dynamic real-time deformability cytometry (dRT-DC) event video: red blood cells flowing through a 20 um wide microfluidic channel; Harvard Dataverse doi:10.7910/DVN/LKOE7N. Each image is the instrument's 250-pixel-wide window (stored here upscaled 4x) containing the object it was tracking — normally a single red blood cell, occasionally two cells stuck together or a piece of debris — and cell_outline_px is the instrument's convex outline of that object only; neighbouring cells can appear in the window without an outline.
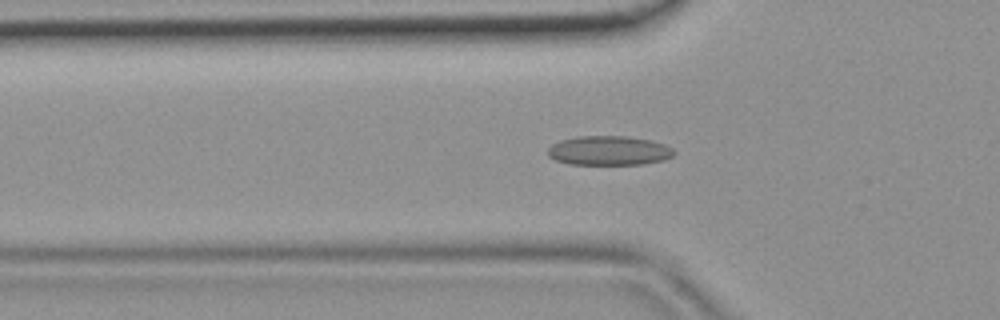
{"species": "common noctule bat (a hibernating species)", "species_latin": "Nyctalus noctula", "temperature_condition": "room temperature", "stored_images_in_passage": 35, "camera_frame_rate_fps": 3000, "um_per_image_px": 0.085, "animal": {"sex": "female", "body_mass_g": 19.9}, "frame": {"image": 1, "passage_image": 5, "time_ms": 1.333, "image_size_px": [1000, 320], "cell_outline_px": [[676, 152], [672, 156], [664, 160], [644, 164], [568, 164], [556, 160], [548, 156], [548, 148], [552, 144], [560, 140], [580, 136], [628, 136], [648, 140], [664, 144], [672, 148]], "centroid_in_image_um": [51.75, 12.8], "position_along_channel_um": 74.0, "area_um2": 21.56}}
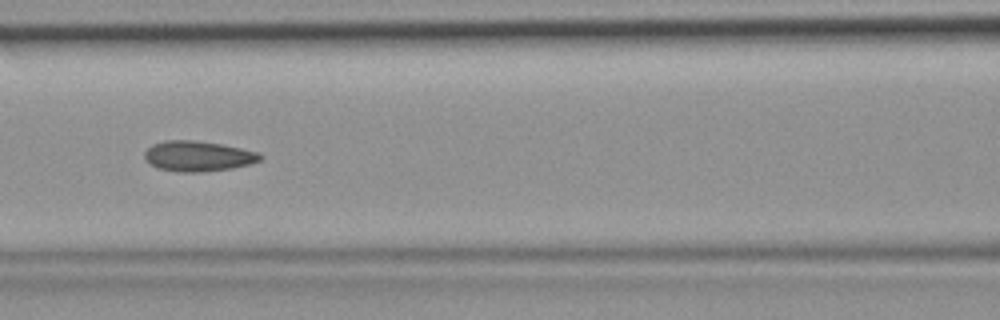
{"frame": {"image": 2, "passage_image": 10, "time_ms": 3.0, "image_size_px": [1000, 320], "cell_outline_px": [[264, 156], [260, 160], [248, 164], [232, 168], [200, 172], [176, 172], [156, 168], [148, 164], [144, 160], [144, 152], [152, 144], [164, 140], [192, 140], [220, 144], [260, 152]], "centroid_in_image_um": [16.78, 13.28], "position_along_channel_um": 149.8, "area_um2": 20.63}}
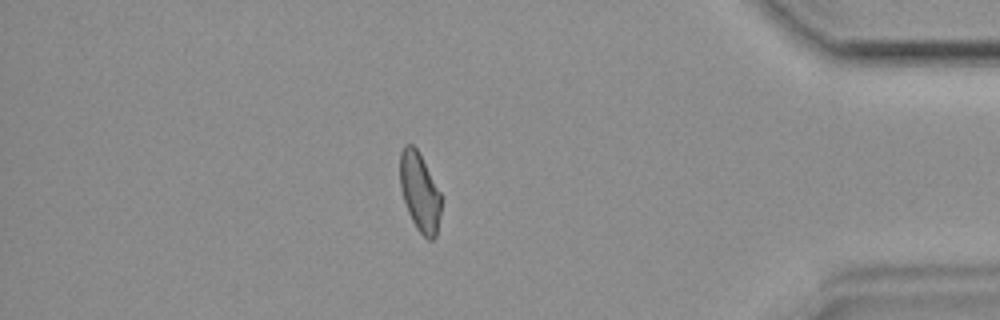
{"frame": {"image": 3, "passage_image": 29, "time_ms": 9.333, "image_size_px": [1000, 320], "cell_outline_px": [[444, 196], [436, 236], [432, 240], [428, 240], [416, 228], [408, 212], [400, 188], [400, 152], [404, 144], [412, 144], [416, 148]], "centroid_in_image_um": [35.71, 16.33], "position_along_channel_um": 399.5, "area_um2": 19.25}}